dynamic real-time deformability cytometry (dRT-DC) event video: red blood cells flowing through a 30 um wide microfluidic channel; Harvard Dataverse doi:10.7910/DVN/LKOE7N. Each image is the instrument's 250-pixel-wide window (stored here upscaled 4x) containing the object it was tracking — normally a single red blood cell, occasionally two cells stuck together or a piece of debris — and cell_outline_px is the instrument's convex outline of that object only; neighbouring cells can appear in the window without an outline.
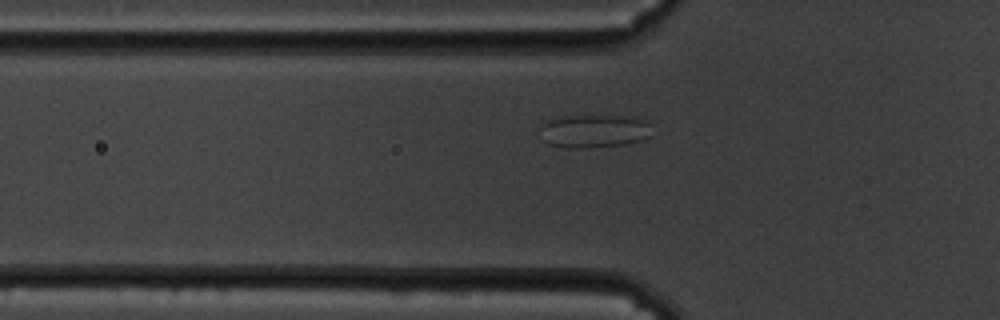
{"species": "common noctule bat (a hibernating species)", "species_latin": "Nyctalus noctula", "temperature_condition": "cold", "stored_images_in_passage": 44, "camera_frame_rate_fps": 3000, "um_per_image_px": 0.085, "animal": {"sex": "male", "body_mass_g": 19.5, "forearm_length_mm": 54.6}, "frame": {"image": 1, "passage_image": 4, "time_ms": 1.0, "image_size_px": [1000, 320], "cell_outline_px": [[652, 136], [640, 140], [624, 144], [588, 148], [568, 148], [548, 144], [540, 140], [536, 128], [540, 124], [548, 120], [564, 116], [636, 116], [648, 120], [652, 124]], "centroid_in_image_um": [50.47, 11.14], "position_along_channel_um": 75.3, "area_um2": 22.48}}
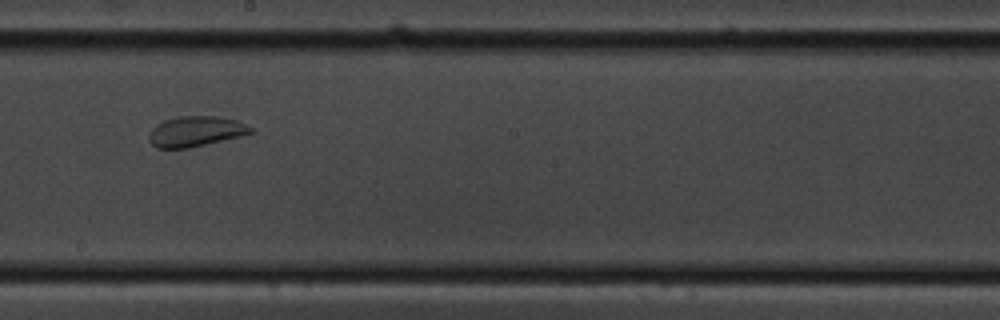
{"frame": {"image": 2, "passage_image": 18, "time_ms": 5.667, "image_size_px": [1000, 320], "cell_outline_px": [[256, 132], [240, 136], [188, 148], [156, 148], [148, 140], [148, 136], [152, 128], [156, 124], [164, 120], [176, 116], [216, 116], [236, 120], [252, 128]], "centroid_in_image_um": [16.6, 11.16], "position_along_channel_um": 231.6, "area_um2": 17.98}}
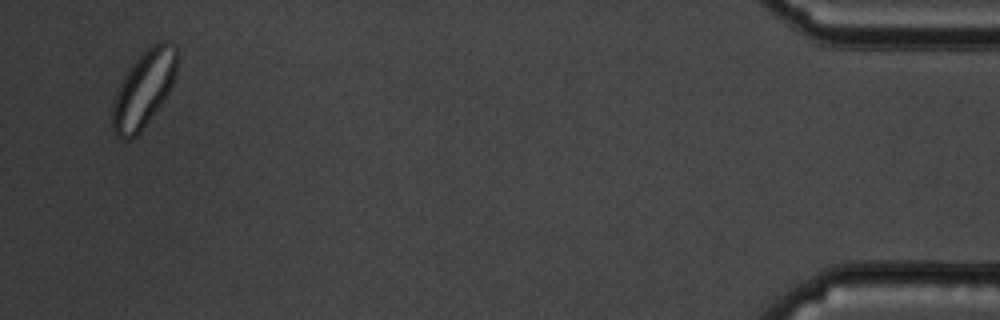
{"frame": {"image": 3, "passage_image": 42, "time_ms": 13.667, "image_size_px": [1000, 320], "cell_outline_px": [[176, 72], [172, 84], [168, 92], [160, 104], [140, 132], [132, 140], [120, 140], [116, 136], [112, 128], [112, 100], [128, 68], [152, 44], [160, 40], [172, 40], [176, 44]], "centroid_in_image_um": [12.2, 7.58], "position_along_channel_um": 423.0, "area_um2": 28.78}}